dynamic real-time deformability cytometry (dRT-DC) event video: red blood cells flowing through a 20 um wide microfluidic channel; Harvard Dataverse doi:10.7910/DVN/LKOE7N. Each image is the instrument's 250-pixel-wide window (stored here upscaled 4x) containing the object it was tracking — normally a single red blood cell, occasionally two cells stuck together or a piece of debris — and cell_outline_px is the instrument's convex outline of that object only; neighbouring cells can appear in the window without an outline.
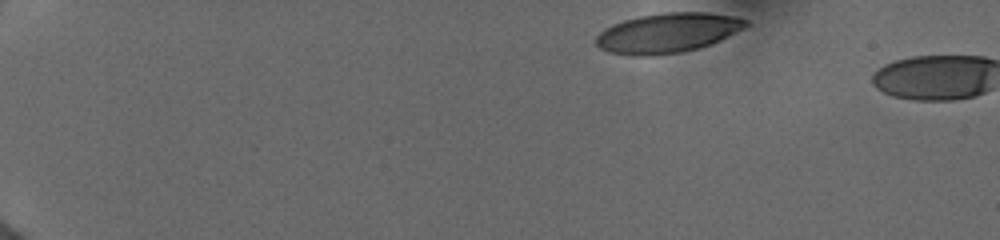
{"species": "human", "species_latin": "Homo sapiens", "temperature_condition": "cold", "stored_images_in_passage": 3, "camera_frame_rate_fps": 3000, "um_per_image_px": 0.085, "donor": {"sex": "female"}, "frame": {"image": 1, "passage_image": 1, "time_ms": 0.0, "image_size_px": [1000, 240], "cell_outline_px": [[752, 24], [720, 40], [700, 48], [680, 52], [652, 56], [636, 56], [608, 52], [600, 48], [596, 44], [596, 36], [604, 28], [612, 24], [624, 20], [640, 16], [664, 12], [708, 12], [736, 16], [748, 20]], "centroid_in_image_um": [56.77, 2.79], "position_along_channel_um": 28.2, "area_um2": 34.91}}